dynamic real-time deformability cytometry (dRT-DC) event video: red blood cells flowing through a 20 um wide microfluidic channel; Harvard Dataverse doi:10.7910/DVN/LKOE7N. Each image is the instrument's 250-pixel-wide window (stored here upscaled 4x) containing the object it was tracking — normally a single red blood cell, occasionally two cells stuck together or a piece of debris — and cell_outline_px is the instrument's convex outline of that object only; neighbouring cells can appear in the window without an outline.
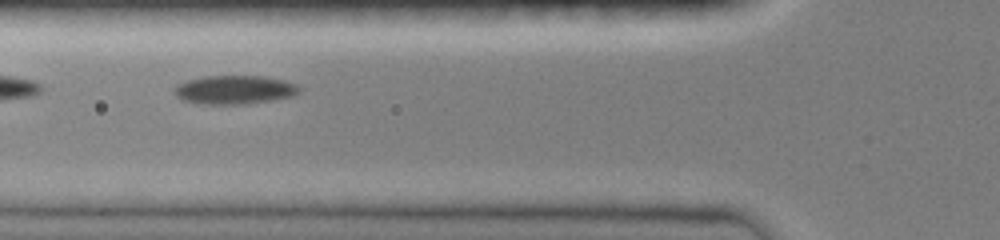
{"species": "common noctule bat (a hibernating species)", "species_latin": "Nyctalus noctula", "temperature_condition": "room temperature", "stored_images_in_passage": 7, "camera_frame_rate_fps": 3000, "um_per_image_px": 0.085, "animal": {"sex": "female", "body_mass_g": 19.0, "forearm_length_mm": 51.5}, "frame": {"image": 1, "passage_image": 6, "time_ms": 1.667, "image_size_px": [1000, 240], "cell_outline_px": [[300, 92], [292, 96], [272, 100], [248, 104], [196, 104], [184, 100], [176, 96], [176, 84], [188, 80], [204, 76], [260, 76], [284, 80], [296, 84], [300, 88]], "centroid_in_image_um": [19.94, 7.63], "position_along_channel_um": 105.9, "area_um2": 20.87}}